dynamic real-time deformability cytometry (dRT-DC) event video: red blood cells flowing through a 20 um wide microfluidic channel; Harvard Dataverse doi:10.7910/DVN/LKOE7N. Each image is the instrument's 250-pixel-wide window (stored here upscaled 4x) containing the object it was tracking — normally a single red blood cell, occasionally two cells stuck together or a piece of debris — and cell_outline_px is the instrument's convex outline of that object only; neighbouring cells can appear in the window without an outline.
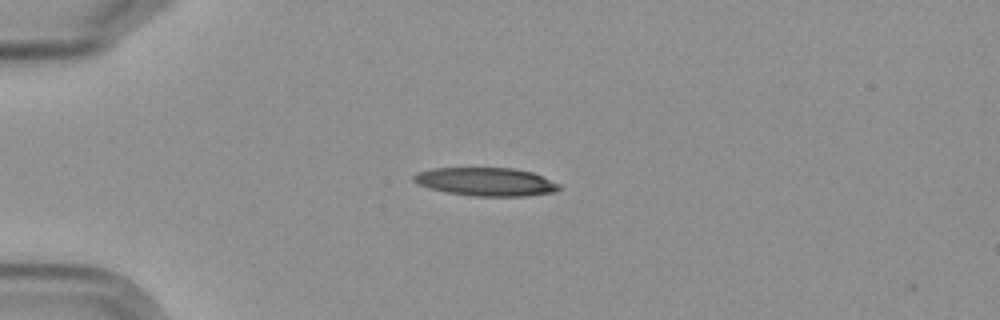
{"species": "Egyptian fruit bat (a non-hibernating species)", "species_latin": "Rousettus aegyptiacus", "temperature_condition": "cold", "stored_images_in_passage": 2, "camera_frame_rate_fps": 3000, "um_per_image_px": 0.085, "frame": {"image": 1, "passage_image": 2, "time_ms": 1.0, "image_size_px": [1000, 320], "cell_outline_px": [[560, 188], [556, 192], [524, 196], [472, 196], [444, 192], [428, 188], [416, 184], [412, 180], [412, 176], [416, 172], [432, 168], [512, 168], [532, 172], [560, 184]], "centroid_in_image_um": [41.25, 15.45], "position_along_channel_um": 43.8, "area_um2": 24.22}}